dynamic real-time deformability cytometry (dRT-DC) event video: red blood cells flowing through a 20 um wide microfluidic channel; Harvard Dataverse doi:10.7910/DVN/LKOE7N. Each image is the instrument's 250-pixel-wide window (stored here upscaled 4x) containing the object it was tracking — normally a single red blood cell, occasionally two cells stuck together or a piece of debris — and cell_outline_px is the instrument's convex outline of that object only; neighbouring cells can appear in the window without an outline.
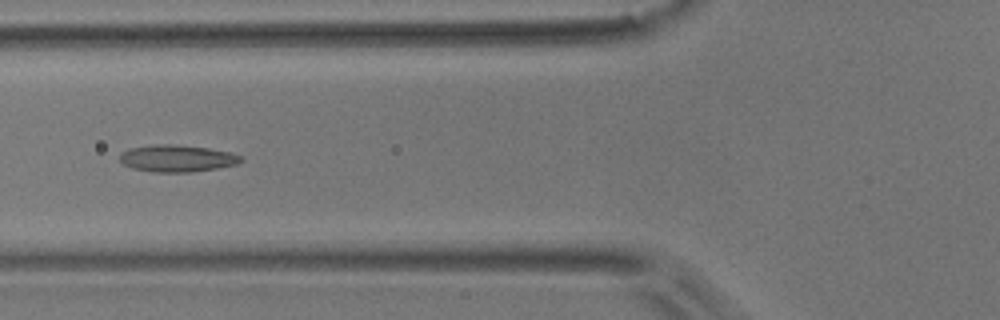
{"species": "common noctule bat (a hibernating species)", "species_latin": "Nyctalus noctula", "temperature_condition": "room temperature", "stored_images_in_passage": 36, "camera_frame_rate_fps": 3000, "um_per_image_px": 0.085, "animal": {"sex": "male", "body_mass_g": 17.9}, "frame": {"image": 1, "passage_image": 6, "time_ms": 1.667, "image_size_px": [1000, 320], "cell_outline_px": [[244, 160], [236, 164], [220, 168], [192, 172], [152, 172], [132, 168], [124, 164], [120, 160], [120, 152], [132, 148], [156, 144], [168, 144], [208, 148], [232, 152], [244, 156]], "centroid_in_image_um": [15.11, 13.47], "position_along_channel_um": 110.7, "area_um2": 19.13}, "authors_computed_cell_mechanics": {"area_um2": 17.6868, "velocity_mm_per_s": 3.7219, "shape_relaxation_time_tau1_ms": null, "shape_relaxation_time_tau2_ms": 3.0398, "deformation_change_tau1": null, "deformation_change_tau2": 0.1049}}